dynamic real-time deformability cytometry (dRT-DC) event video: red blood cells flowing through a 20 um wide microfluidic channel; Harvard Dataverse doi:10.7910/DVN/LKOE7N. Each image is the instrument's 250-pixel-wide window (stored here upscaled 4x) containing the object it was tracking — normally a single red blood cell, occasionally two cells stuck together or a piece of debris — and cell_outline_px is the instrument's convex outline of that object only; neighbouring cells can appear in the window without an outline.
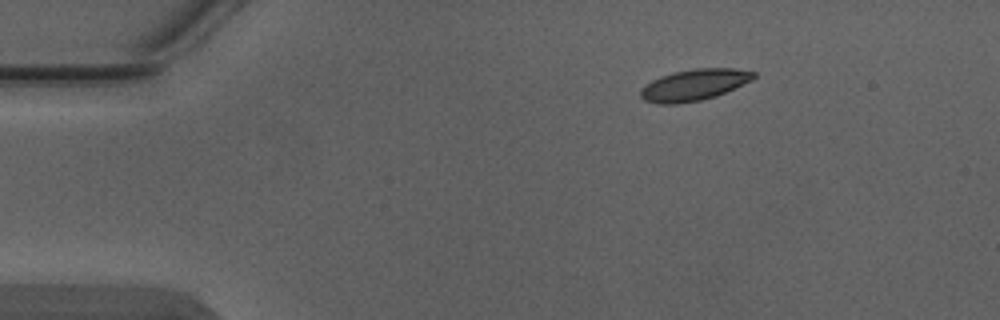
{"species": "Egyptian fruit bat (a non-hibernating species)", "species_latin": "Rousettus aegyptiacus", "temperature_condition": "warm", "stored_images_in_passage": 5, "camera_frame_rate_fps": 3000, "um_per_image_px": 0.085, "animal": {"sex": "male"}, "frame": {"image": 1, "passage_image": 1, "time_ms": 0.0, "image_size_px": [1000, 320], "cell_outline_px": [[756, 76], [752, 80], [716, 96], [700, 100], [676, 104], [660, 104], [644, 100], [640, 96], [640, 92], [652, 80], [660, 76], [672, 72], [692, 68], [732, 68], [756, 72]], "centroid_in_image_um": [59.01, 7.2], "position_along_channel_um": 26.0, "area_um2": 20.52}}
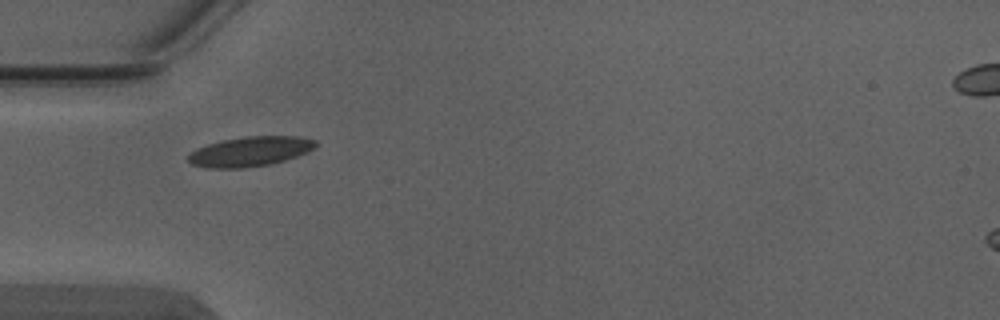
{"frame": {"image": 2, "passage_image": 3, "time_ms": 0.667, "image_size_px": [1000, 320], "cell_outline_px": [[316, 144], [312, 148], [296, 156], [284, 160], [268, 164], [244, 168], [208, 168], [192, 164], [188, 160], [188, 156], [196, 148], [208, 144], [224, 140], [244, 136], [296, 136], [316, 140]], "centroid_in_image_um": [21.22, 12.87], "position_along_channel_um": 63.8, "area_um2": 21.73}}
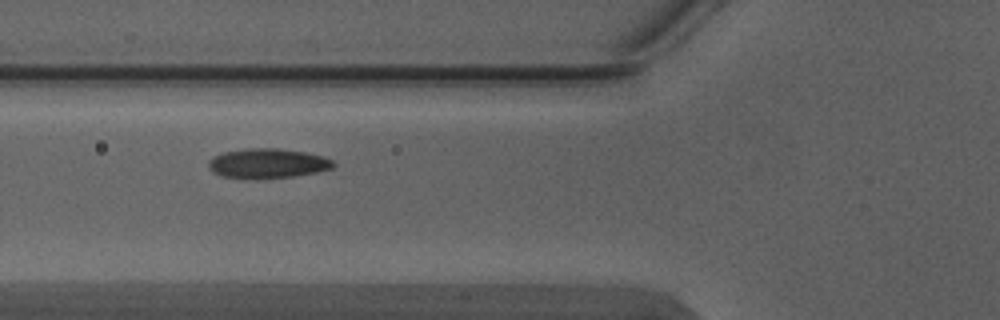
{"frame": {"image": 3, "passage_image": 4, "time_ms": 1.0, "image_size_px": [1000, 320], "cell_outline_px": [[336, 164], [332, 168], [316, 172], [292, 176], [224, 176], [212, 172], [208, 168], [208, 160], [212, 156], [224, 152], [248, 148], [276, 148], [304, 152], [324, 156], [332, 160]], "centroid_in_image_um": [22.75, 13.84], "position_along_channel_um": 103.0, "area_um2": 20.81}}